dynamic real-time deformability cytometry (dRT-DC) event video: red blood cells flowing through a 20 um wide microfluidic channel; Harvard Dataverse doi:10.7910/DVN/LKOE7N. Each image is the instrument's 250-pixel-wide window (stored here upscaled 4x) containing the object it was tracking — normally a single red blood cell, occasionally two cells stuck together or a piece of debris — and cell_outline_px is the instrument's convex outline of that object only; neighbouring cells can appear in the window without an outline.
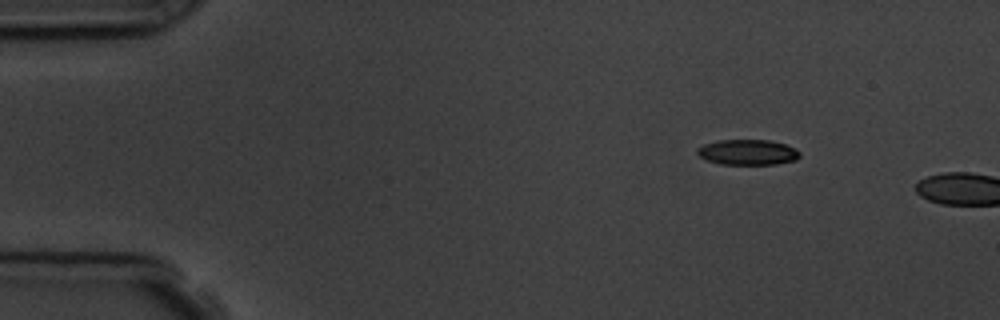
{"species": "common noctule bat (a hibernating species)", "species_latin": "Nyctalus noctula", "temperature_condition": "room temperature", "stored_images_in_passage": 2, "camera_frame_rate_fps": 3000, "um_per_image_px": 0.085, "animal": {"sex": "male", "body_mass_g": 19.5, "forearm_length_mm": 54.6}, "frame": {"image": 1, "passage_image": 1, "time_ms": 0.0, "image_size_px": [1000, 320], "cell_outline_px": [[800, 156], [796, 160], [776, 164], [720, 164], [708, 160], [700, 156], [696, 152], [696, 148], [704, 144], [716, 140], [768, 140], [788, 144], [796, 148], [800, 152]], "centroid_in_image_um": [63.58, 12.93], "position_along_channel_um": 21.4, "area_um2": 15.32}}